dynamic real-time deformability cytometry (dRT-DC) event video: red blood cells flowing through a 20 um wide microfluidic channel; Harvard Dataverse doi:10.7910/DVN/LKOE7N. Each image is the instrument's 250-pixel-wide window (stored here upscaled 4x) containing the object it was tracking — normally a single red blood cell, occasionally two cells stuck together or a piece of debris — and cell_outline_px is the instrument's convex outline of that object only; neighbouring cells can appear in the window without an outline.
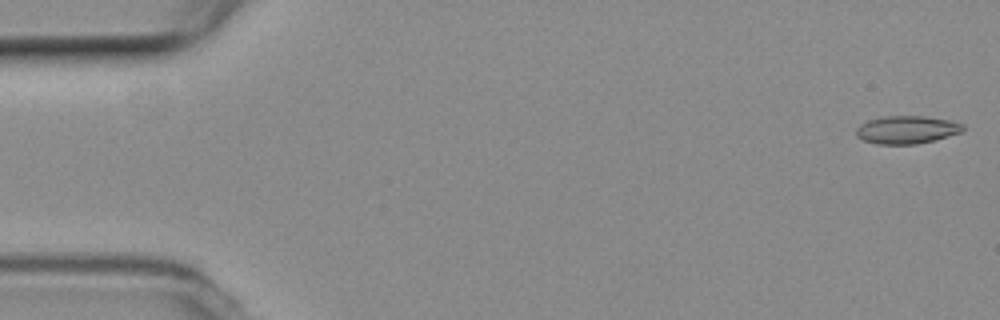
{"species": "common noctule bat (a hibernating species)", "species_latin": "Nyctalus noctula", "temperature_condition": "room temperature", "stored_images_in_passage": 53, "camera_frame_rate_fps": 3000, "um_per_image_px": 0.085, "animal": {"sex": "female", "body_mass_g": 19.3, "forearm_length_mm": 54.1}, "frame": {"image": 1, "passage_image": 1, "time_ms": 0.0, "image_size_px": [1000, 320], "cell_outline_px": [[964, 132], [916, 144], [876, 144], [864, 140], [856, 136], [856, 128], [860, 124], [868, 120], [888, 116], [924, 116], [948, 120], [964, 124]], "centroid_in_image_um": [77.08, 11.03], "position_along_channel_um": 7.9, "area_um2": 17.28}}
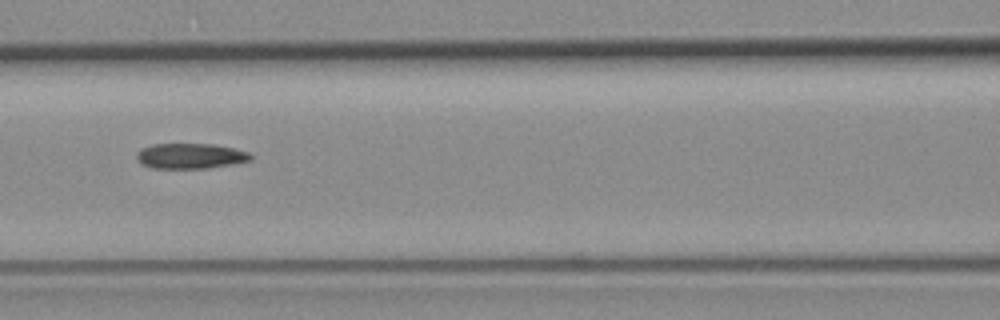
{"frame": {"image": 2, "passage_image": 23, "time_ms": 7.333, "image_size_px": [1000, 320], "cell_outline_px": [[252, 160], [232, 164], [208, 168], [152, 168], [140, 164], [136, 156], [136, 152], [140, 148], [152, 144], [212, 144], [232, 148], [248, 152], [252, 156]], "centroid_in_image_um": [16.13, 13.26], "position_along_channel_um": 150.5, "area_um2": 16.88}}
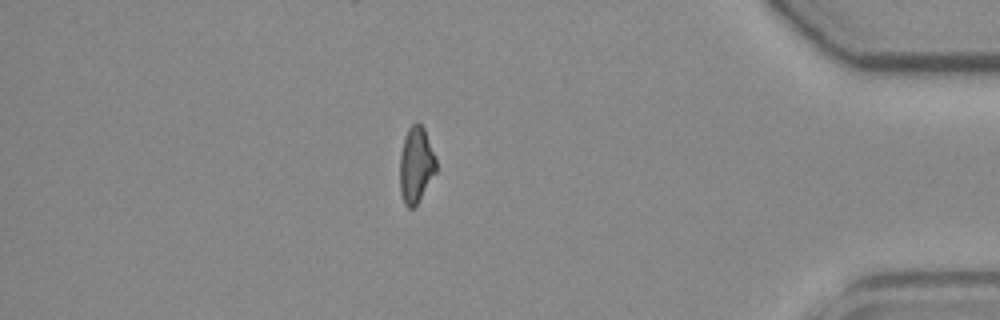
{"frame": {"image": 3, "passage_image": 46, "time_ms": 15.0, "image_size_px": [1000, 320], "cell_outline_px": [[436, 172], [416, 204], [412, 208], [408, 208], [404, 204], [400, 192], [400, 156], [404, 140], [408, 128], [416, 120], [424, 128], [436, 160]], "centroid_in_image_um": [35.35, 14.01], "position_along_channel_um": 399.9, "area_um2": 15.84}, "authors_computed_cell_mechanics": {"area_um2": 17.051, "velocity_mm_per_s": 3.8132, "shape_relaxation_time_tau1_ms": null, "shape_relaxation_time_tau2_ms": 6.4735, "deformation_change_tau1": null, "deformation_change_tau2": 0.1746}}